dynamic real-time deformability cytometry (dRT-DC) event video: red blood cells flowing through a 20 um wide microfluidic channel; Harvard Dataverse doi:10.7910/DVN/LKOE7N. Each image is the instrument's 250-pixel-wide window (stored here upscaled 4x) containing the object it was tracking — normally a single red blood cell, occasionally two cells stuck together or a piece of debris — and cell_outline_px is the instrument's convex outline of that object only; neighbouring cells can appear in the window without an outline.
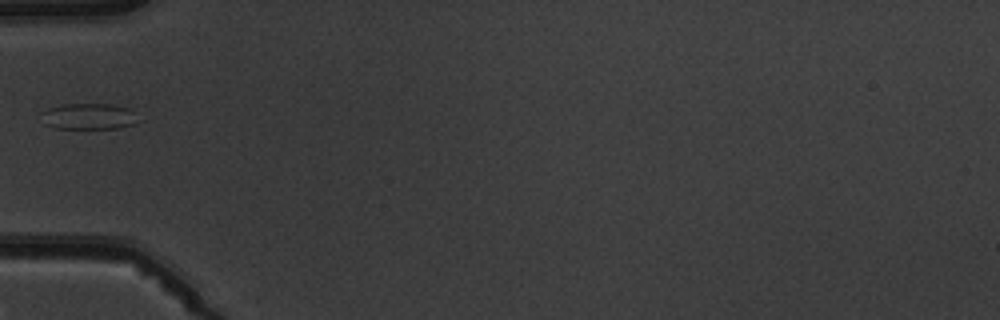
{"species": "common noctule bat (a hibernating species)", "species_latin": "Nyctalus noctula", "temperature_condition": "warm", "stored_images_in_passage": 1, "camera_frame_rate_fps": 3000, "um_per_image_px": 0.085, "animal": {"sex": "male", "body_mass_g": 19.5, "forearm_length_mm": 54.6}, "frame": {"image": 1, "passage_image": 1, "time_ms": 0.0, "image_size_px": [1000, 320], "cell_outline_px": [[132, 124], [120, 128], [52, 128], [44, 124], [40, 112], [48, 108], [64, 104], [112, 104], [132, 108]], "centroid_in_image_um": [7.43, 9.88], "position_along_channel_um": 77.6, "area_um2": 14.51}}